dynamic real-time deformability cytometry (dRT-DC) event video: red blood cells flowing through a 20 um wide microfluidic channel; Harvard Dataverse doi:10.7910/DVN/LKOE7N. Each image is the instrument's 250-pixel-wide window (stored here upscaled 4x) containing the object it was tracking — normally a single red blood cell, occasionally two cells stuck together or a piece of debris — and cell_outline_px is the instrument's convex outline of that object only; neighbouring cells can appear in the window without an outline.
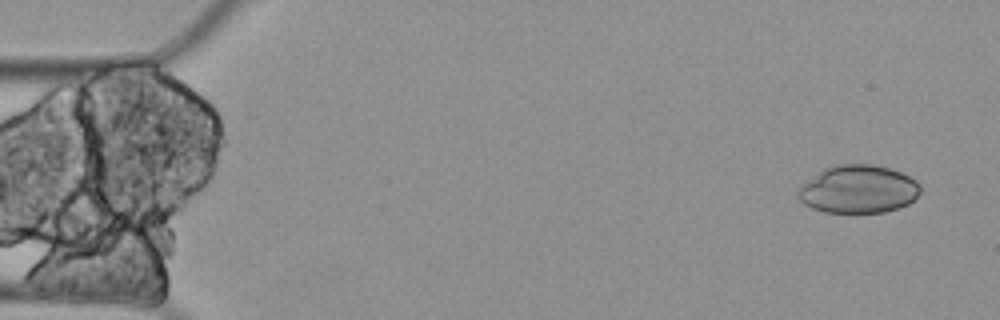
{"species": "Egyptian fruit bat (a non-hibernating species)", "species_latin": "Rousettus aegyptiacus", "temperature_condition": "cold", "stored_images_in_passage": 6, "camera_frame_rate_fps": 3000, "um_per_image_px": 0.085, "animal": {"sex": "female"}, "frame": {"image": 1, "passage_image": 2, "time_ms": 0.333, "image_size_px": [1000, 320], "cell_outline_px": [[920, 192], [908, 204], [900, 208], [884, 212], [824, 212], [812, 208], [804, 204], [800, 200], [796, 192], [804, 184], [824, 168], [832, 164], [872, 164], [888, 168], [900, 172], [916, 180], [920, 184]], "centroid_in_image_um": [72.96, 16.08], "position_along_channel_um": 12.0, "area_um2": 34.04}}